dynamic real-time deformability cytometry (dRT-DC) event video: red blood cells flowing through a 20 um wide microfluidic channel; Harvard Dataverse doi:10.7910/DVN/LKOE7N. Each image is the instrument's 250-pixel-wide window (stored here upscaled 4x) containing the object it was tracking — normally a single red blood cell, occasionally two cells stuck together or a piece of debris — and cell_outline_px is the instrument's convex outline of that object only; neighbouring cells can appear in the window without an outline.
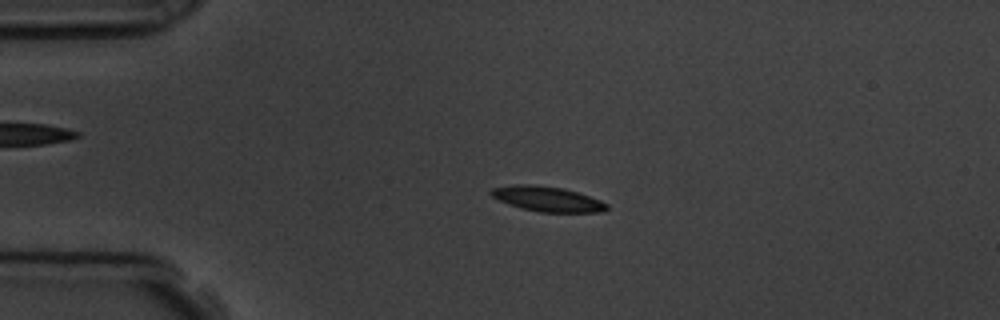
{"species": "common noctule bat (a hibernating species)", "species_latin": "Nyctalus noctula", "temperature_condition": "room temperature", "stored_images_in_passage": 47, "camera_frame_rate_fps": 3000, "um_per_image_px": 0.085, "animal": {"sex": "male", "body_mass_g": 19.5, "forearm_length_mm": 54.6}, "frame": {"image": 1, "passage_image": 6, "time_ms": 1.667, "image_size_px": [1000, 320], "cell_outline_px": [[608, 208], [604, 212], [540, 212], [520, 208], [508, 204], [492, 196], [488, 192], [492, 188], [516, 184], [528, 184], [564, 188], [600, 200], [608, 204]], "centroid_in_image_um": [46.52, 16.91], "position_along_channel_um": 38.5, "area_um2": 16.82}}
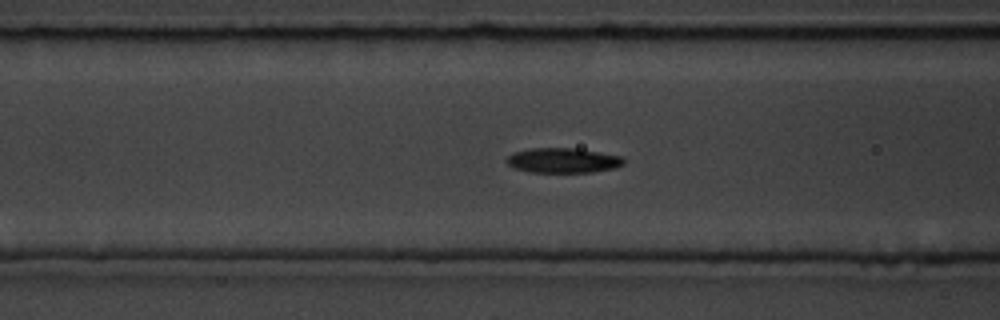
{"frame": {"image": 2, "passage_image": 15, "time_ms": 4.667, "image_size_px": [1000, 320], "cell_outline_px": [[624, 164], [616, 168], [592, 172], [528, 172], [512, 168], [504, 160], [512, 152], [532, 148], [576, 148], [620, 156], [624, 160]], "centroid_in_image_um": [47.8, 13.64], "position_along_channel_um": 118.8, "area_um2": 17.11}}
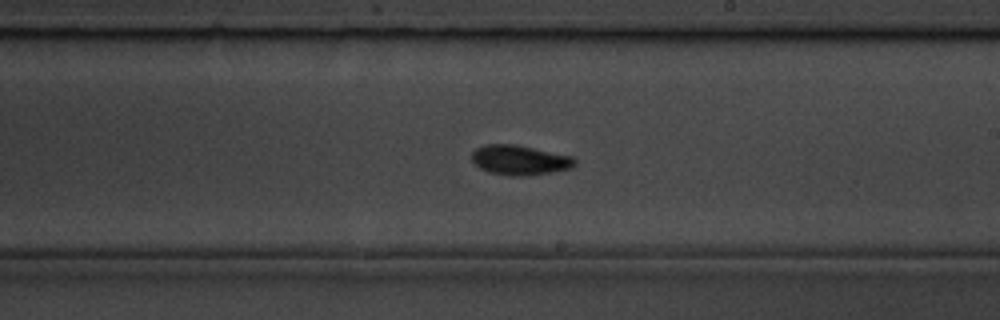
{"frame": {"image": 3, "passage_image": 25, "time_ms": 8.0, "image_size_px": [1000, 320], "cell_outline_px": [[576, 164], [572, 168], [552, 172], [524, 176], [512, 176], [488, 172], [480, 168], [472, 160], [472, 152], [476, 148], [484, 144], [512, 144], [572, 156], [576, 160]], "centroid_in_image_um": [44.17, 13.61], "position_along_channel_um": 244.8, "area_um2": 17.8}, "authors_computed_cell_mechanics": {"area_um2": 16.7042, "velocity_mm_per_s": 3.7928, "shape_relaxation_time_tau1_ms": 2.469, "shape_relaxation_time_tau2_ms": 2.3153, "deformation_change_tau1": 0.1216, "deformation_change_tau2": 0.062}}